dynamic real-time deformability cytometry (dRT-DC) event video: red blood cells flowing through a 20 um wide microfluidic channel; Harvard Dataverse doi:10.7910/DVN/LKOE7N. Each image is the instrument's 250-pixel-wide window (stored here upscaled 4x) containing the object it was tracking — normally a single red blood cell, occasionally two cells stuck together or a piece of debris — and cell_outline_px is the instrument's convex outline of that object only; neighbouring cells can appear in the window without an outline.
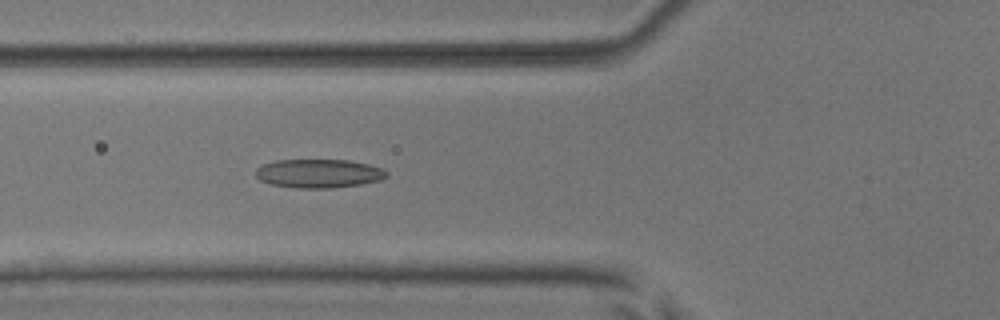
{"species": "common noctule bat (a hibernating species)", "species_latin": "Nyctalus noctula", "temperature_condition": "room temperature", "stored_images_in_passage": 52, "camera_frame_rate_fps": 3000, "um_per_image_px": 0.085, "animal": {"sex": "male", "body_mass_g": 17.9, "forearm_length_mm": 54.2}, "frame": {"image": 1, "passage_image": 19, "time_ms": 6.0, "image_size_px": [1000, 320], "cell_outline_px": [[388, 176], [380, 180], [360, 184], [328, 188], [300, 188], [272, 184], [260, 180], [256, 176], [256, 168], [264, 164], [276, 160], [348, 160], [368, 164], [384, 168], [388, 172]], "centroid_in_image_um": [27.12, 14.74], "position_along_channel_um": 98.7, "area_um2": 21.79}}
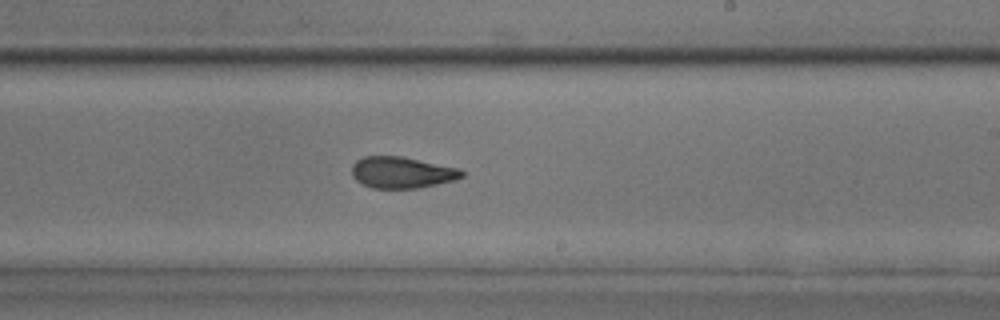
{"frame": {"image": 2, "passage_image": 31, "time_ms": 10.0, "image_size_px": [1000, 320], "cell_outline_px": [[464, 176], [456, 180], [416, 188], [372, 188], [356, 180], [352, 176], [352, 164], [356, 160], [364, 156], [400, 156], [460, 168], [464, 172]], "centroid_in_image_um": [34.16, 14.65], "position_along_channel_um": 254.8, "area_um2": 20.11}}
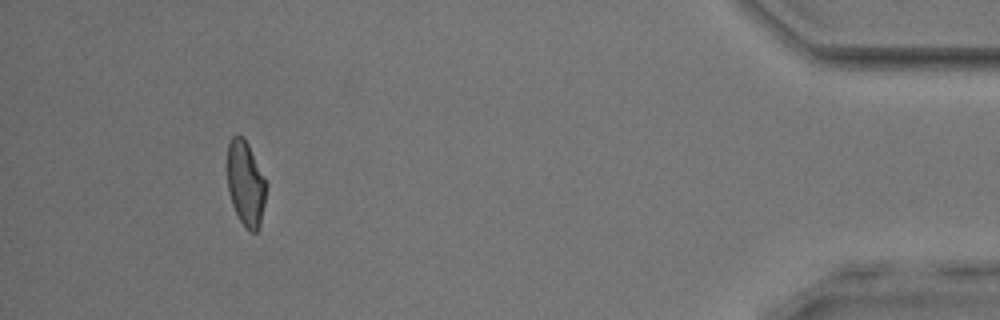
{"frame": {"image": 3, "passage_image": 48, "time_ms": 15.667, "image_size_px": [1000, 320], "cell_outline_px": [[268, 184], [260, 228], [256, 232], [248, 232], [240, 220], [232, 204], [228, 192], [228, 144], [232, 136], [244, 136]], "centroid_in_image_um": [20.9, 15.64], "position_along_channel_um": 414.3, "area_um2": 19.42}, "authors_computed_cell_mechanics": {"area_um2": 20.7502, "velocity_mm_per_s": 3.9111, "shape_relaxation_time_tau1_ms": 5.168, "shape_relaxation_time_tau2_ms": 1.497, "deformation_change_tau1": 0.1462, "deformation_change_tau2": 0.0854}}